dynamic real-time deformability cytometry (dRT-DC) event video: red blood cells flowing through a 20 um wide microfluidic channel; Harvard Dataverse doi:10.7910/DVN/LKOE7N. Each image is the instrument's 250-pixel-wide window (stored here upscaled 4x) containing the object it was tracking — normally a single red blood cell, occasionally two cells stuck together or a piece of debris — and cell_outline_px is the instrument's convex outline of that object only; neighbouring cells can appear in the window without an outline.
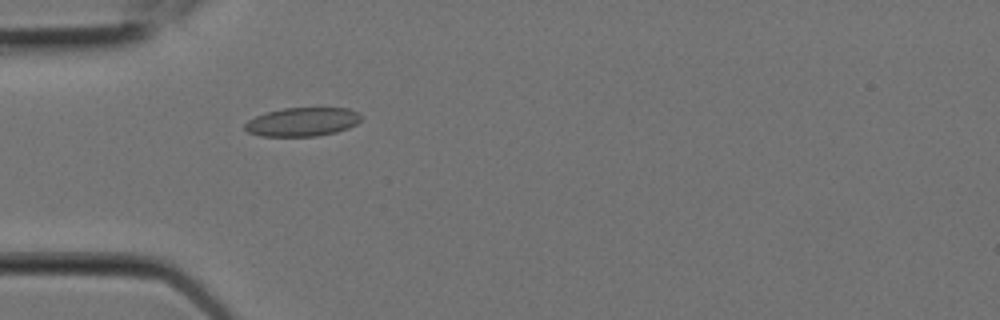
{"species": "Egyptian fruit bat (a non-hibernating species)", "species_latin": "Rousettus aegyptiacus", "temperature_condition": "room temperature", "stored_images_in_passage": 6, "camera_frame_rate_fps": 3000, "um_per_image_px": 0.085, "animal": {"sex": "female"}, "frame": {"image": 1, "passage_image": 6, "time_ms": 1.667, "image_size_px": [1000, 320], "cell_outline_px": [[360, 120], [356, 124], [348, 128], [336, 132], [316, 136], [260, 136], [248, 132], [244, 128], [244, 124], [248, 120], [256, 116], [268, 112], [284, 108], [348, 108], [360, 112]], "centroid_in_image_um": [25.7, 10.36], "position_along_channel_um": 59.3, "area_um2": 19.42}}